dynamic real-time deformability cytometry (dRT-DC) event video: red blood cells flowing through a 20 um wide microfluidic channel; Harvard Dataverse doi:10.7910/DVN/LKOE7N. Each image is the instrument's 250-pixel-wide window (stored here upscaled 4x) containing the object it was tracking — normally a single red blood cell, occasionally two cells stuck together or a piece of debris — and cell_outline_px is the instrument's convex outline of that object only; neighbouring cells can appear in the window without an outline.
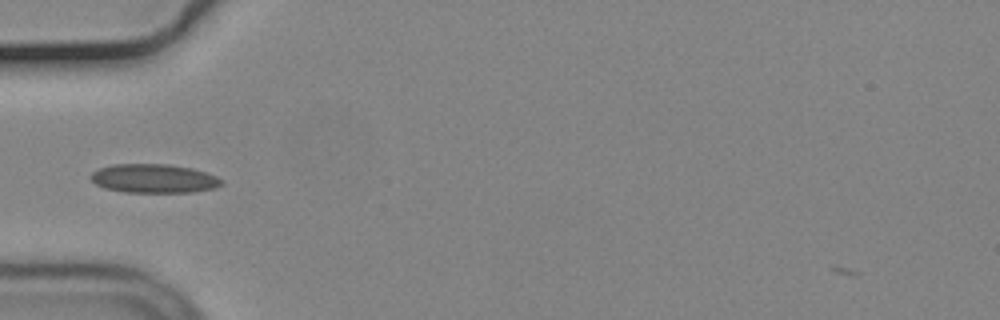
{"species": "common noctule bat (a hibernating species)", "species_latin": "Nyctalus noctula", "temperature_condition": "cold", "stored_images_in_passage": 36, "camera_frame_rate_fps": 3000, "um_per_image_px": 0.085, "animal": {"sex": "male", "body_mass_g": 19.2, "forearm_length_mm": 51.8}, "frame": {"image": 1, "passage_image": 5, "time_ms": 1.333, "image_size_px": [1000, 320], "cell_outline_px": [[224, 184], [216, 188], [192, 192], [124, 192], [104, 188], [96, 184], [88, 176], [92, 172], [100, 168], [116, 164], [168, 164], [192, 168], [216, 176], [224, 180]], "centroid_in_image_um": [13.1, 15.18], "position_along_channel_um": 71.9, "area_um2": 22.08}}
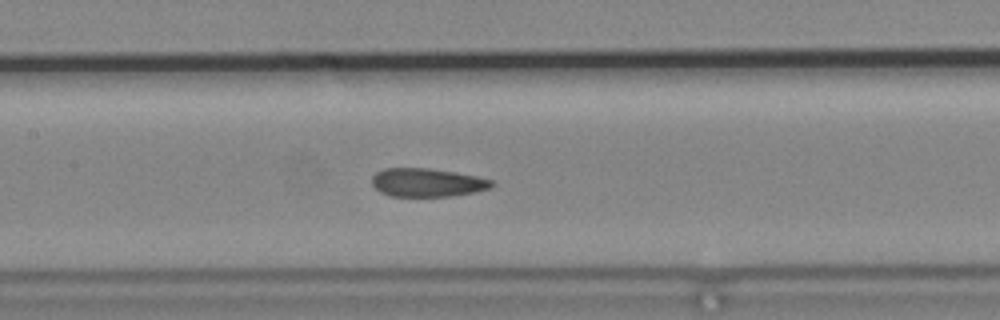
{"frame": {"image": 2, "passage_image": 13, "time_ms": 4.0, "image_size_px": [1000, 320], "cell_outline_px": [[496, 184], [492, 188], [476, 192], [452, 196], [392, 196], [380, 192], [372, 184], [372, 176], [376, 172], [384, 168], [428, 168], [456, 172], [476, 176], [492, 180]], "centroid_in_image_um": [36.34, 15.51], "position_along_channel_um": 171.1, "area_um2": 20.0}}
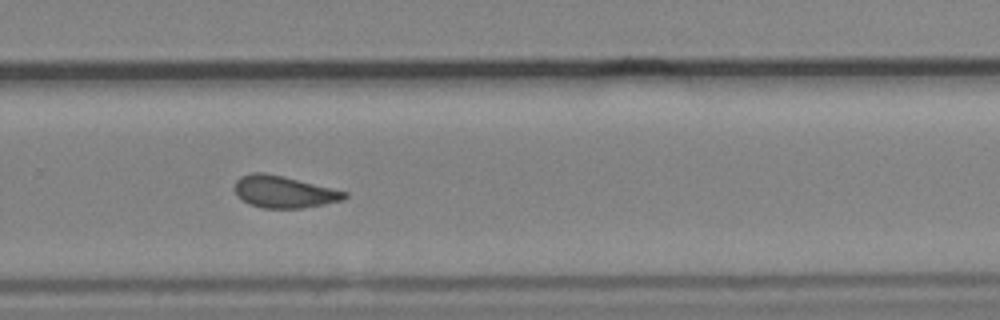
{"frame": {"image": 3, "passage_image": 24, "time_ms": 7.667, "image_size_px": [1000, 320], "cell_outline_px": [[348, 196], [344, 200], [304, 208], [264, 208], [248, 204], [236, 196], [236, 180], [240, 176], [252, 172], [264, 172], [284, 176], [348, 192]], "centroid_in_image_um": [24.13, 16.3], "position_along_channel_um": 305.7, "area_um2": 20.58}, "authors_computed_cell_mechanics": {"area_um2": 20.23, "velocity_mm_per_s": 3.685, "shape_relaxation_time_tau1_ms": null, "shape_relaxation_time_tau2_ms": 2.3134, "deformation_change_tau1": null, "deformation_change_tau2": 0.067}}